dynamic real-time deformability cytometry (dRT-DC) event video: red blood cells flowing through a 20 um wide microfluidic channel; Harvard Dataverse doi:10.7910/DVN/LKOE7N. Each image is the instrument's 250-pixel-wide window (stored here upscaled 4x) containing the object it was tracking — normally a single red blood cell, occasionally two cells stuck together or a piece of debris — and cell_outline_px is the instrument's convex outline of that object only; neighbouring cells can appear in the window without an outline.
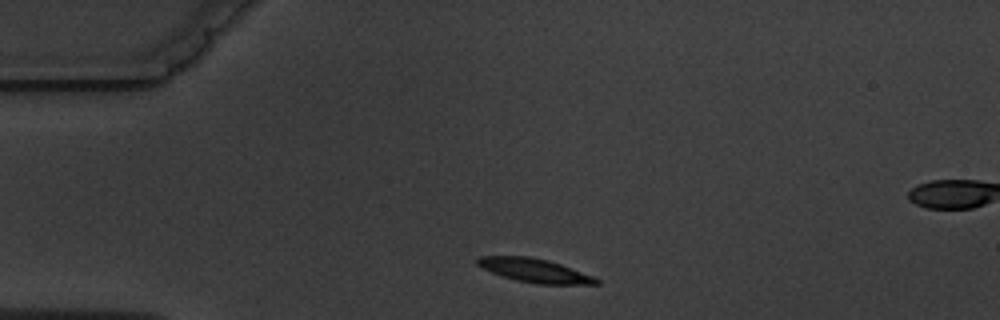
{"species": "common noctule bat (a hibernating species)", "species_latin": "Nyctalus noctula", "temperature_condition": "warm", "stored_images_in_passage": 2, "camera_frame_rate_fps": 3000, "um_per_image_px": 0.085, "animal": {"sex": "male", "body_mass_g": 19.5, "forearm_length_mm": 54.6}, "frame": {"image": 1, "passage_image": 1, "time_ms": 0.0, "image_size_px": [1000, 320], "cell_outline_px": [[600, 284], [536, 284], [516, 280], [492, 272], [476, 264], [476, 256], [528, 256], [548, 260], [572, 268], [592, 276], [600, 280]], "centroid_in_image_um": [45.44, 22.98], "position_along_channel_um": 39.6, "area_um2": 16.3}}